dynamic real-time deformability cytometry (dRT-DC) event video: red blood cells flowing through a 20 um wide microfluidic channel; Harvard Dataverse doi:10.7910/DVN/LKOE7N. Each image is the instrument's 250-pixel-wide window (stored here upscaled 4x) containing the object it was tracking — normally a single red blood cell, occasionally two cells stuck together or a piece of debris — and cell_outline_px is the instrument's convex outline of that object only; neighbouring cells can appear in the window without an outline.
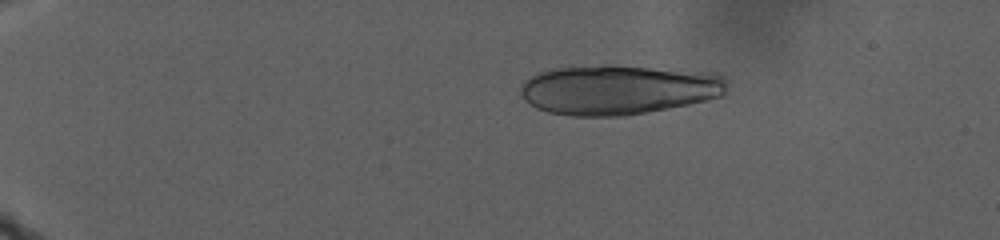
{"species": "human", "species_latin": "Homo sapiens", "temperature_condition": "warm", "stored_images_in_passage": 13, "camera_frame_rate_fps": 3000, "um_per_image_px": 0.085, "donor": {"sex": "male"}, "frame": {"image": 1, "passage_image": 6, "time_ms": 6.0, "image_size_px": [1000, 240], "cell_outline_px": [[724, 92], [720, 96], [688, 104], [624, 116], [572, 116], [548, 112], [536, 108], [524, 100], [520, 92], [520, 84], [524, 80], [540, 72], [552, 68], [604, 64], [608, 64], [712, 72], [724, 76]], "centroid_in_image_um": [52.49, 7.61], "position_along_channel_um": 32.5, "area_um2": 60.0}}
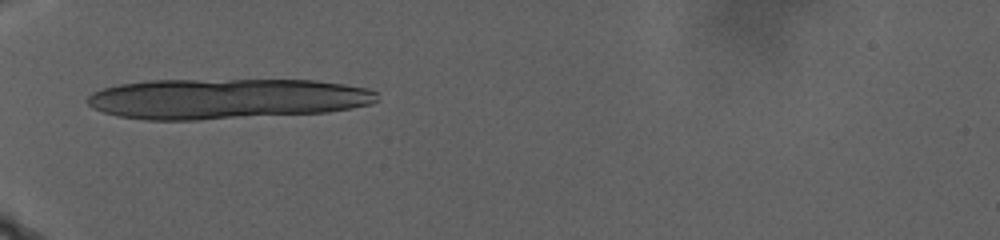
{"frame": {"image": 2, "passage_image": 11, "time_ms": 11.667, "image_size_px": [1000, 240], "cell_outline_px": [[380, 100], [372, 104], [352, 108], [328, 112], [200, 120], [144, 120], [116, 116], [92, 108], [84, 100], [92, 92], [100, 88], [120, 84], [148, 80], [316, 80], [344, 84], [368, 88], [376, 92]], "centroid_in_image_um": [19.22, 8.39], "position_along_channel_um": 65.8, "area_um2": 69.07}}